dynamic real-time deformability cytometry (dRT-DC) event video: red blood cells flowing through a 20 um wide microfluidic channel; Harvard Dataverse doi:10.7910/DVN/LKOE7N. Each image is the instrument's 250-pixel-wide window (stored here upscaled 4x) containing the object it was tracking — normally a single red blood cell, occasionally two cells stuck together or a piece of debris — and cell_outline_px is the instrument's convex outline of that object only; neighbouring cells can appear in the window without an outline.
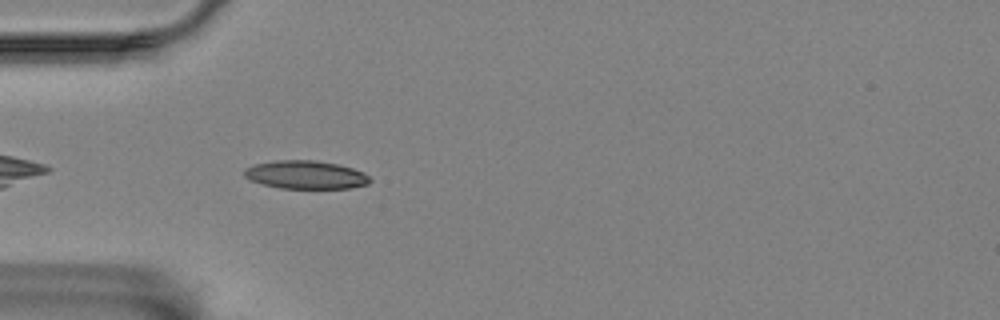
{"species": "Egyptian fruit bat (a non-hibernating species)", "species_latin": "Rousettus aegyptiacus", "temperature_condition": "room temperature", "stored_images_in_passage": 43, "camera_frame_rate_fps": 3000, "um_per_image_px": 0.085, "animal": {"sex": "female"}, "frame": {"image": 1, "passage_image": 3, "time_ms": 0.667, "image_size_px": [1000, 320], "cell_outline_px": [[372, 180], [368, 184], [352, 188], [280, 188], [264, 184], [252, 180], [244, 176], [244, 172], [248, 168], [256, 164], [276, 160], [316, 160], [336, 164], [352, 168], [364, 172]], "centroid_in_image_um": [26.04, 14.86], "position_along_channel_um": 59.0, "area_um2": 20.46}}
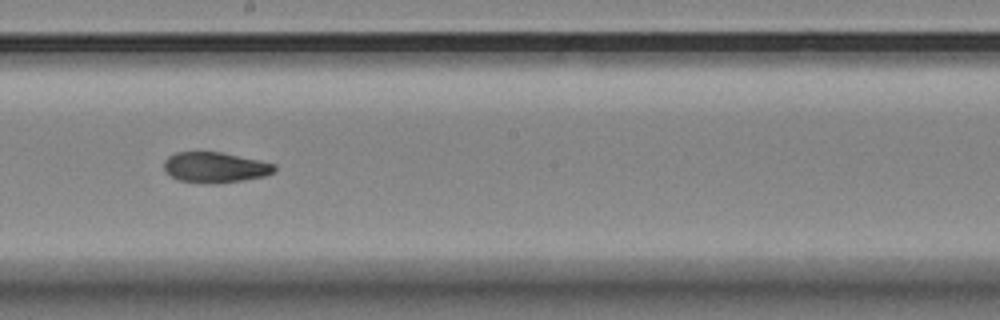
{"frame": {"image": 2, "passage_image": 18, "time_ms": 5.667, "image_size_px": [1000, 320], "cell_outline_px": [[276, 168], [272, 172], [264, 176], [244, 180], [180, 180], [164, 172], [164, 160], [168, 156], [176, 152], [220, 152], [276, 164]], "centroid_in_image_um": [18.26, 14.17], "position_along_channel_um": 229.9, "area_um2": 18.55}}
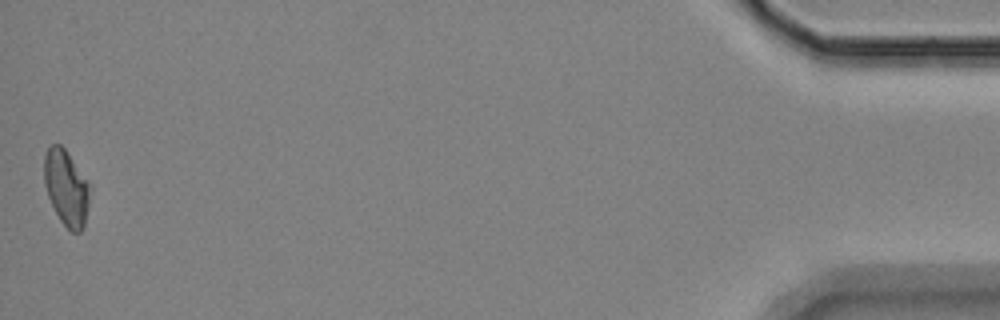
{"frame": {"image": 3, "passage_image": 43, "time_ms": 14.0, "image_size_px": [1000, 320], "cell_outline_px": [[92, 188], [84, 224], [80, 232], [72, 232], [60, 220], [48, 196], [44, 184], [44, 156], [48, 148], [52, 144], [60, 144], [64, 148]], "centroid_in_image_um": [5.64, 15.96], "position_along_channel_um": 429.6, "area_um2": 19.88}, "authors_computed_cell_mechanics": {"area_um2": 19.8832, "velocity_mm_per_s": 3.4766, "shape_relaxation_time_tau1_ms": null, "shape_relaxation_time_tau2_ms": 2.338, "deformation_change_tau1": null, "deformation_change_tau2": 0.0758}}